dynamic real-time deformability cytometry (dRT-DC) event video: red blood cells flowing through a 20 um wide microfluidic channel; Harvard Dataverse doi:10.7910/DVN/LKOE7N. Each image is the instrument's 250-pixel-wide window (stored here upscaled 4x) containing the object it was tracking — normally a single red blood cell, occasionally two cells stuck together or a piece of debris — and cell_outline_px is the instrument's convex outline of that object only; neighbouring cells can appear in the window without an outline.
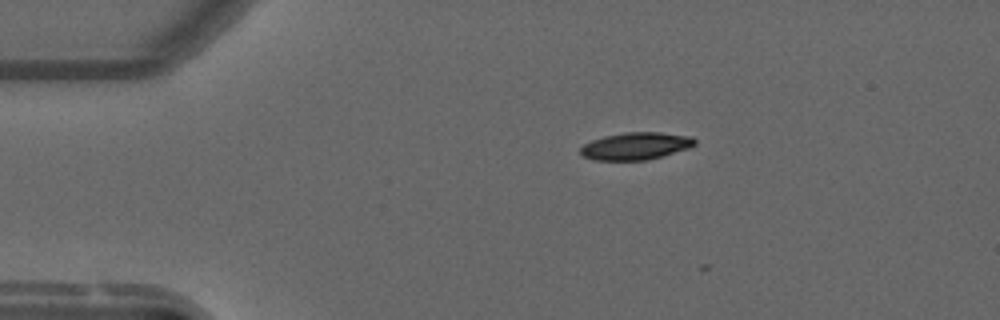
{"species": "common noctule bat (a hibernating species)", "species_latin": "Nyctalus noctula", "temperature_condition": "warm", "stored_images_in_passage": 4, "camera_frame_rate_fps": 3000, "um_per_image_px": 0.085, "animal": {"sex": "male", "forearm_length_mm": 52.5}, "frame": {"image": 1, "passage_image": 2, "time_ms": 0.333, "image_size_px": [1000, 320], "cell_outline_px": [[696, 144], [688, 148], [660, 156], [644, 160], [592, 160], [584, 156], [580, 152], [580, 148], [584, 144], [592, 140], [604, 136], [624, 132], [660, 132], [692, 136], [696, 140]], "centroid_in_image_um": [54.03, 12.4], "position_along_channel_um": 31.0, "area_um2": 18.09}}